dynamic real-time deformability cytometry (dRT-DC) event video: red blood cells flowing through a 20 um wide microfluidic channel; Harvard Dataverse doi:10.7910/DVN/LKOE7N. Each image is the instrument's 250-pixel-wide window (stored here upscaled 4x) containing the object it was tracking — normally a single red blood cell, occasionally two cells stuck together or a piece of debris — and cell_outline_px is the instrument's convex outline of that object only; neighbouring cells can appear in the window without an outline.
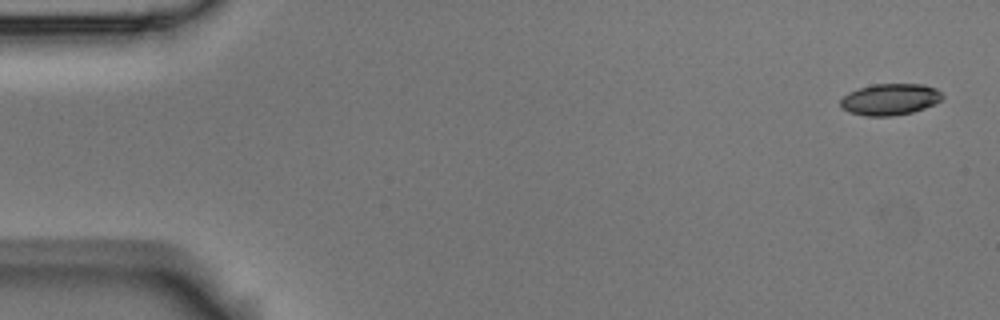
{"species": "Egyptian fruit bat (a non-hibernating species)", "species_latin": "Rousettus aegyptiacus", "temperature_condition": "room temperature", "stored_images_in_passage": 6, "camera_frame_rate_fps": 3000, "um_per_image_px": 0.085, "animal": {"sex": "male"}, "frame": {"image": 1, "passage_image": 1, "time_ms": 0.0, "image_size_px": [1000, 320], "cell_outline_px": [[944, 96], [936, 104], [912, 112], [892, 116], [864, 116], [848, 112], [840, 104], [840, 100], [848, 92], [872, 84], [924, 84], [936, 88]], "centroid_in_image_um": [75.66, 8.44], "position_along_channel_um": 9.3, "area_um2": 18.73}}
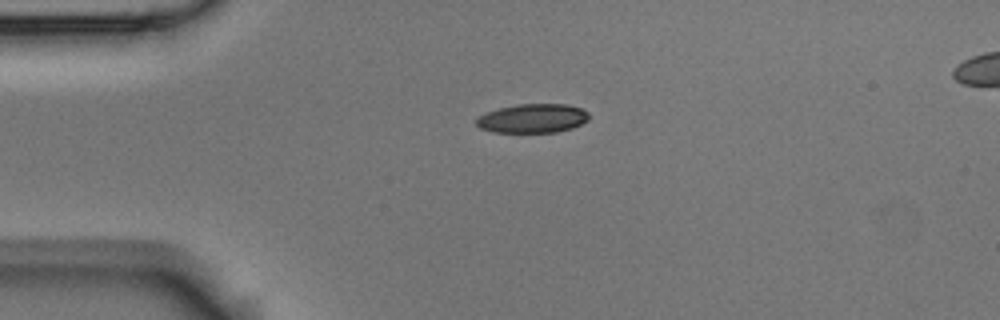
{"frame": {"image": 2, "passage_image": 4, "time_ms": 1.0, "image_size_px": [1000, 320], "cell_outline_px": [[588, 120], [572, 128], [556, 132], [492, 132], [480, 128], [476, 124], [476, 120], [480, 116], [488, 112], [500, 108], [520, 104], [568, 104], [580, 108], [588, 112]], "centroid_in_image_um": [45.29, 10.06], "position_along_channel_um": 39.7, "area_um2": 18.84}}